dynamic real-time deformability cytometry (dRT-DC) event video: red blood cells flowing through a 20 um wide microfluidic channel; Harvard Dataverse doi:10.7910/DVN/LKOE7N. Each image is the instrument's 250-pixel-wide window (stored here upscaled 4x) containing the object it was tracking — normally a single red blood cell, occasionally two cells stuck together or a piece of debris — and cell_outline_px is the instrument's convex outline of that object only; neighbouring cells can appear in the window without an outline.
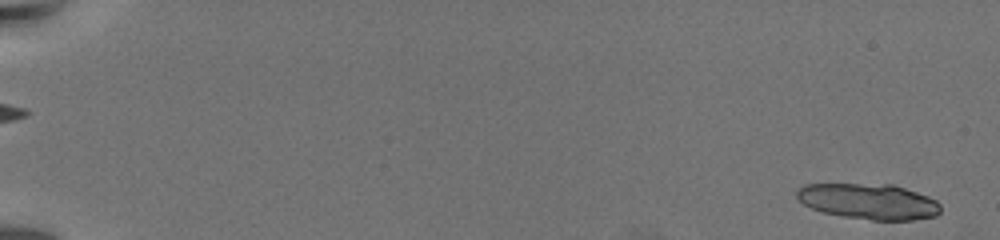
{"species": "common noctule bat (a hibernating species)", "species_latin": "Nyctalus noctula", "temperature_condition": "warm", "stored_images_in_passage": 27, "camera_frame_rate_fps": 3000, "um_per_image_px": 0.085, "animal": {"sex": "female", "body_mass_g": 19.5, "forearm_length_mm": 54.1}, "frame": {"image": 1, "passage_image": 3, "time_ms": 0.667, "image_size_px": [1000, 240], "cell_outline_px": [[940, 212], [936, 216], [912, 220], [872, 220], [844, 216], [824, 212], [812, 208], [804, 204], [796, 196], [796, 188], [804, 184], [892, 184], [928, 196], [936, 200], [940, 204]], "centroid_in_image_um": [73.84, 17.11], "position_along_channel_um": 11.2, "area_um2": 29.82}}
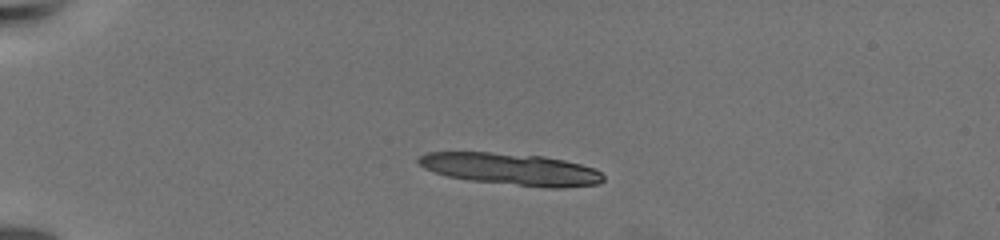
{"frame": {"image": 2, "passage_image": 19, "time_ms": 6.0, "image_size_px": [1000, 240], "cell_outline_px": [[604, 180], [600, 184], [560, 188], [548, 188], [468, 180], [448, 176], [424, 168], [416, 160], [420, 156], [428, 152], [488, 152], [544, 156], [564, 160], [596, 168], [604, 176]], "centroid_in_image_um": [43.49, 14.38], "position_along_channel_um": 41.5, "area_um2": 34.33}}